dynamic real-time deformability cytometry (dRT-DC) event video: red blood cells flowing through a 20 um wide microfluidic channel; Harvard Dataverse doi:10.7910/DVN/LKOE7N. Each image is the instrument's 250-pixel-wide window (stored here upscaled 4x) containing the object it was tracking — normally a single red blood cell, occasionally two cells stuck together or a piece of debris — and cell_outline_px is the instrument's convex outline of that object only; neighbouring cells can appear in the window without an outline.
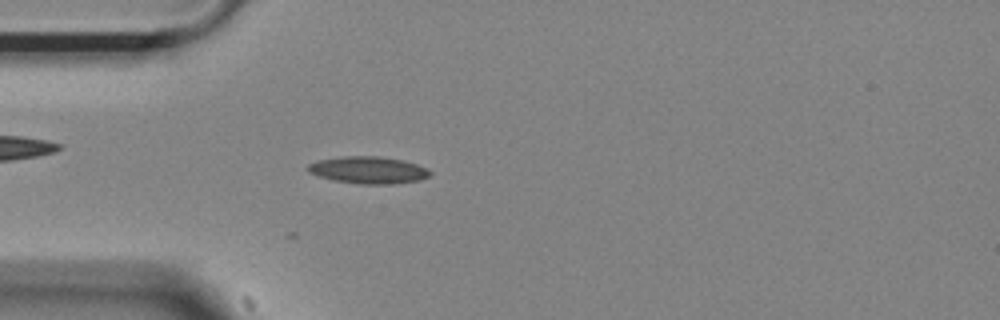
{"species": "Egyptian fruit bat (a non-hibernating species)", "species_latin": "Rousettus aegyptiacus", "temperature_condition": "room temperature", "stored_images_in_passage": 6, "camera_frame_rate_fps": 3000, "um_per_image_px": 0.085, "animal": {"sex": "female"}, "frame": {"image": 1, "passage_image": 6, "time_ms": 1.667, "image_size_px": [1000, 320], "cell_outline_px": [[432, 172], [428, 176], [420, 180], [392, 184], [360, 184], [332, 180], [308, 172], [304, 168], [308, 164], [316, 160], [344, 156], [376, 156], [404, 160], [428, 168]], "centroid_in_image_um": [31.28, 14.45], "position_along_channel_um": 53.7, "area_um2": 19.42}}